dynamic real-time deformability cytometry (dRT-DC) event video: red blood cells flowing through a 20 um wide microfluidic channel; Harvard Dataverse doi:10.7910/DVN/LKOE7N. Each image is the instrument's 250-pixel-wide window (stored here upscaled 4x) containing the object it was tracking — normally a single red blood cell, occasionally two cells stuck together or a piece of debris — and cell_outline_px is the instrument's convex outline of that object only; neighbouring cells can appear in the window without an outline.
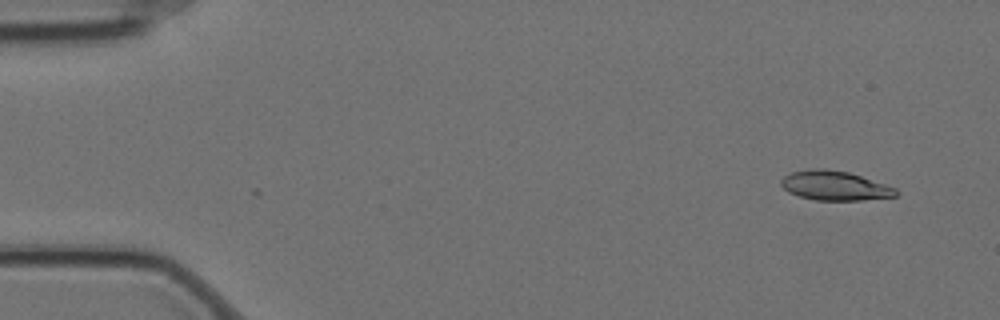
{"species": "Egyptian fruit bat (a non-hibernating species)", "species_latin": "Rousettus aegyptiacus", "temperature_condition": "cold", "stored_images_in_passage": 2, "camera_frame_rate_fps": 3000, "um_per_image_px": 0.085, "animal": {"sex": "female"}, "frame": {"image": 1, "passage_image": 2, "time_ms": 0.333, "image_size_px": [1000, 320], "cell_outline_px": [[900, 192], [896, 196], [864, 200], [816, 200], [800, 196], [788, 192], [780, 184], [780, 180], [784, 176], [792, 172], [816, 168], [824, 168], [848, 172], [896, 188]], "centroid_in_image_um": [70.95, 15.78], "position_along_channel_um": 14.0, "area_um2": 19.54}}